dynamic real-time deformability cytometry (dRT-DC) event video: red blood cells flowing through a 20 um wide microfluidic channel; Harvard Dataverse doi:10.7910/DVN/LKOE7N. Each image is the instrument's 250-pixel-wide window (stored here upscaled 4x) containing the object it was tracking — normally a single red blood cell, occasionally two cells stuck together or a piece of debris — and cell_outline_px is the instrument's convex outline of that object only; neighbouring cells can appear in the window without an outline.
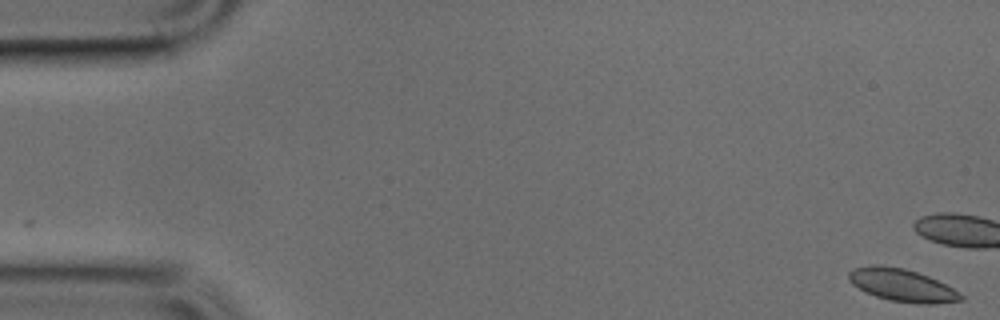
{"species": "common noctule bat (a hibernating species)", "species_latin": "Nyctalus noctula", "temperature_condition": "cold", "stored_images_in_passage": 47, "camera_frame_rate_fps": 3000, "um_per_image_px": 0.085, "animal": {"sex": "male", "body_mass_g": 17.9, "forearm_length_mm": 54.2}, "frame": {"image": 1, "passage_image": 1, "time_ms": 0.0, "image_size_px": [1000, 320], "cell_outline_px": [[964, 300], [936, 304], [920, 304], [888, 300], [876, 296], [852, 284], [848, 280], [848, 272], [852, 268], [872, 264], [876, 264], [904, 268], [928, 276], [960, 292], [964, 296]], "centroid_in_image_um": [76.67, 24.24], "position_along_channel_um": 8.3, "area_um2": 21.33}}